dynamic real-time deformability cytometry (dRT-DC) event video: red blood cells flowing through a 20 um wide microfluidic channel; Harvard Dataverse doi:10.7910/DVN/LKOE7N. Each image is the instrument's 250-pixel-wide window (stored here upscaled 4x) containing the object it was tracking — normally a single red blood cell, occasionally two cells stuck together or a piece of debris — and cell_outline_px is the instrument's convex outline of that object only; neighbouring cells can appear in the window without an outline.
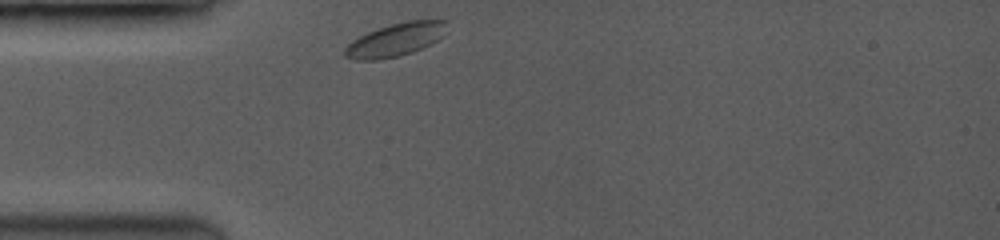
{"species": "common noctule bat (a hibernating species)", "species_latin": "Nyctalus noctula", "temperature_condition": "room temperature", "stored_images_in_passage": 72, "camera_frame_rate_fps": 3500, "um_per_image_px": 0.085, "animal": {"sex": "female", "body_mass_g": 19.0, "forearm_length_mm": 53.3}, "frame": {"image": 1, "passage_image": 1, "time_ms": 0.0, "image_size_px": [1000, 240], "cell_outline_px": [[448, 20], [444, 36], [412, 52], [396, 56], [376, 60], [360, 60], [344, 56], [344, 48], [352, 40], [376, 28], [408, 20]], "centroid_in_image_um": [33.61, 3.36], "position_along_channel_um": 51.4, "area_um2": 19.48}}
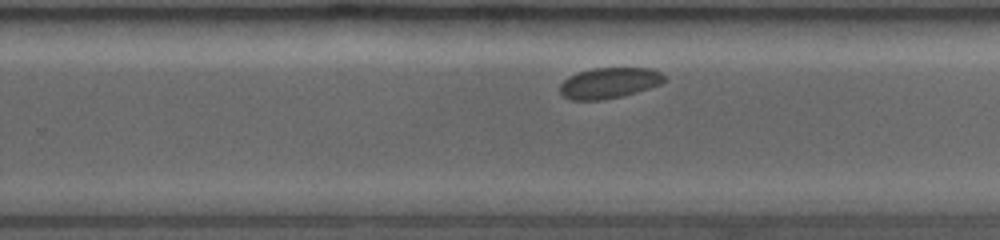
{"frame": {"image": 2, "passage_image": 46, "time_ms": 6.286, "image_size_px": [1000, 240], "cell_outline_px": [[668, 80], [660, 84], [636, 92], [620, 96], [600, 100], [572, 100], [564, 96], [560, 92], [560, 84], [568, 76], [592, 68], [652, 68], [660, 72]], "centroid_in_image_um": [51.79, 7.04], "position_along_channel_um": 278.0, "area_um2": 18.61}}
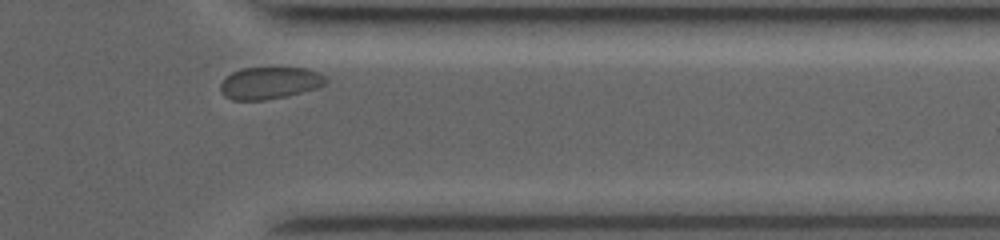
{"frame": {"image": 3, "passage_image": 65, "time_ms": 9.143, "image_size_px": [1000, 240], "cell_outline_px": [[328, 80], [324, 84], [316, 88], [288, 96], [264, 100], [232, 100], [224, 96], [220, 92], [220, 84], [232, 72], [244, 68], [304, 68], [316, 72], [324, 76]], "centroid_in_image_um": [22.9, 7.07], "position_along_channel_um": 388.5, "area_um2": 19.54}}